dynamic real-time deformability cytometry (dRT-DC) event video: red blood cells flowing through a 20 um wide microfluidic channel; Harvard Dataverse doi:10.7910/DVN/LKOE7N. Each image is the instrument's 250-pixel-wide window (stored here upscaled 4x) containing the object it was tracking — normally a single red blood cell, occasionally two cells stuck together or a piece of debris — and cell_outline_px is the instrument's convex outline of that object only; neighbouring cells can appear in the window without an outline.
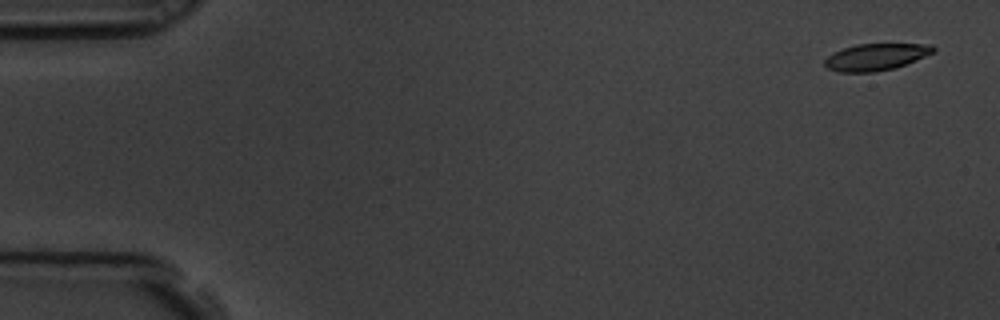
{"species": "common noctule bat (a hibernating species)", "species_latin": "Nyctalus noctula", "temperature_condition": "room temperature", "stored_images_in_passage": 15, "camera_frame_rate_fps": 3000, "um_per_image_px": 0.085, "animal": {"sex": "male", "body_mass_g": 19.5, "forearm_length_mm": 54.6}, "frame": {"image": 1, "passage_image": 1, "time_ms": 0.0, "image_size_px": [1000, 320], "cell_outline_px": [[936, 52], [896, 68], [876, 72], [840, 72], [828, 68], [824, 64], [824, 60], [832, 52], [856, 44], [932, 44], [936, 48]], "centroid_in_image_um": [74.48, 4.84], "position_along_channel_um": 10.5, "area_um2": 17.11}}
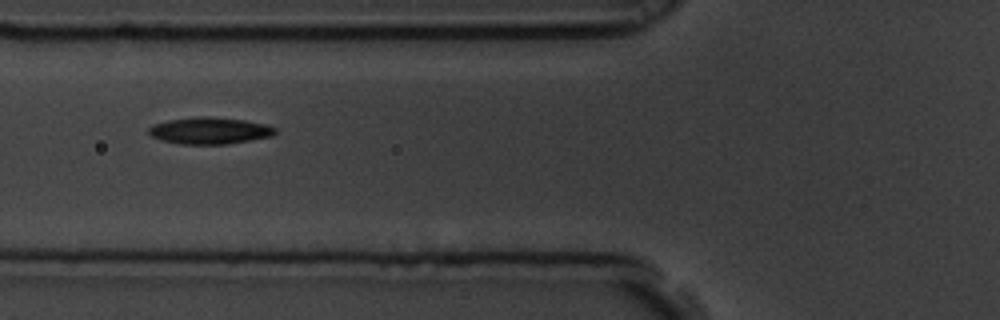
{"frame": {"image": 2, "passage_image": 6, "time_ms": 1.667, "image_size_px": [1000, 320], "cell_outline_px": [[276, 132], [272, 136], [252, 140], [228, 144], [180, 144], [160, 140], [152, 136], [148, 132], [148, 128], [152, 124], [168, 120], [200, 116], [212, 116], [244, 120], [264, 124], [276, 128]], "centroid_in_image_um": [17.8, 11.1], "position_along_channel_um": 108.0, "area_um2": 19.83}}
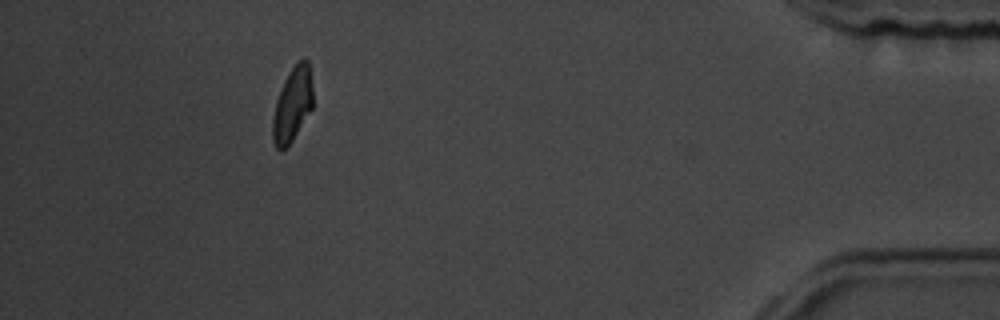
{"frame": {"image": 3, "passage_image": 14, "time_ms": 4.333, "image_size_px": [1000, 320], "cell_outline_px": [[312, 108], [292, 140], [280, 152], [276, 148], [272, 140], [272, 120], [276, 100], [284, 80], [296, 60], [304, 56], [308, 60], [312, 84]], "centroid_in_image_um": [24.85, 8.84], "position_along_channel_um": 410.4, "area_um2": 17.51}}